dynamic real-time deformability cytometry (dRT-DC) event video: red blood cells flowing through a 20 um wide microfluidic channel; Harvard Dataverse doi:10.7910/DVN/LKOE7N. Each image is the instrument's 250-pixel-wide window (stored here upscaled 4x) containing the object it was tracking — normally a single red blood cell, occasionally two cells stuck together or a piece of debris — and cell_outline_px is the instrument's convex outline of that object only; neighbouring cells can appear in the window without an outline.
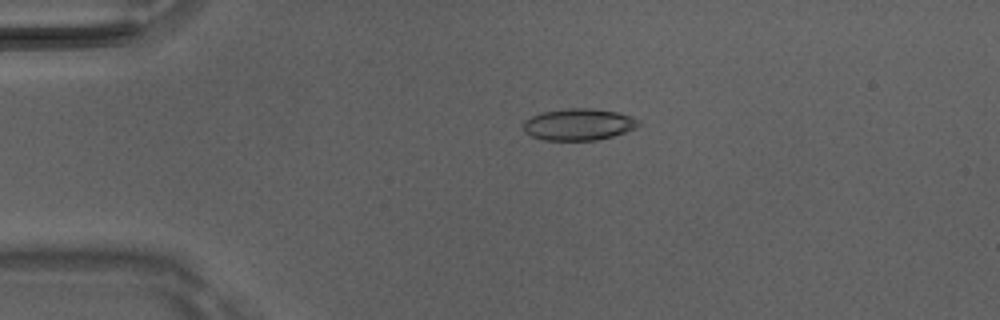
{"species": "Egyptian fruit bat (a non-hibernating species)", "species_latin": "Rousettus aegyptiacus", "temperature_condition": "room temperature", "stored_images_in_passage": 5, "camera_frame_rate_fps": 3000, "um_per_image_px": 0.085, "animal": {"sex": "male"}, "frame": {"image": 1, "passage_image": 4, "time_ms": 1.0, "image_size_px": [1000, 320], "cell_outline_px": [[640, 124], [636, 128], [612, 136], [596, 140], [544, 140], [532, 136], [524, 132], [524, 120], [540, 112], [568, 108], [592, 108], [620, 112], [632, 116], [640, 120]], "centroid_in_image_um": [49.2, 10.56], "position_along_channel_um": 35.8, "area_um2": 21.44}}
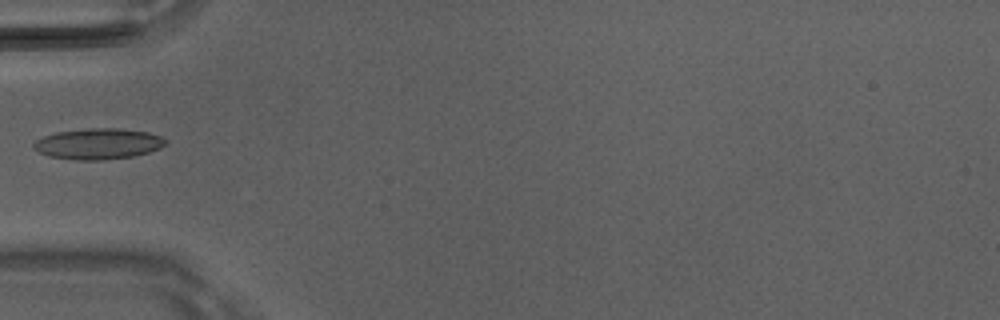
{"frame": {"image": 2, "passage_image": 5, "time_ms": 1.333, "image_size_px": [1000, 320], "cell_outline_px": [[168, 144], [160, 148], [148, 152], [132, 156], [104, 160], [72, 160], [48, 156], [32, 148], [32, 144], [36, 140], [44, 136], [56, 132], [88, 128], [116, 128], [148, 132], [160, 136], [168, 140]], "centroid_in_image_um": [8.34, 12.22], "position_along_channel_um": 76.7, "area_um2": 23.87}}